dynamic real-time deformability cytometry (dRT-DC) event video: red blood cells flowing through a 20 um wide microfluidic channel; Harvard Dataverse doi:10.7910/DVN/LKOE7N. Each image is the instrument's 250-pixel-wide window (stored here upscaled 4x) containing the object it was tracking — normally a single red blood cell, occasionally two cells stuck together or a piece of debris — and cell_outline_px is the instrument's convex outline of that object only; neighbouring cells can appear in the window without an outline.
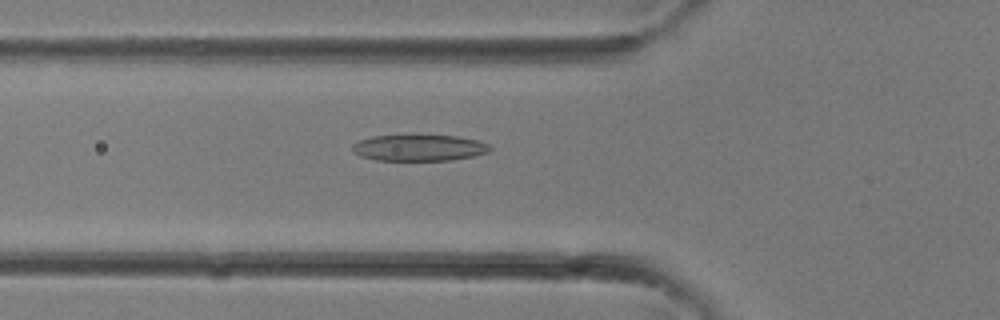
{"species": "common noctule bat (a hibernating species)", "species_latin": "Nyctalus noctula", "temperature_condition": "room temperature", "stored_images_in_passage": 25, "camera_frame_rate_fps": 3000, "um_per_image_px": 0.085, "animal": {"sex": "female"}, "frame": {"image": 1, "passage_image": 12, "time_ms": 3.667, "image_size_px": [1000, 320], "cell_outline_px": [[492, 148], [488, 152], [472, 156], [452, 160], [376, 160], [360, 156], [352, 152], [352, 144], [360, 140], [372, 136], [456, 136], [476, 140], [488, 144]], "centroid_in_image_um": [35.59, 12.57], "position_along_channel_um": 90.2, "area_um2": 20.81}}
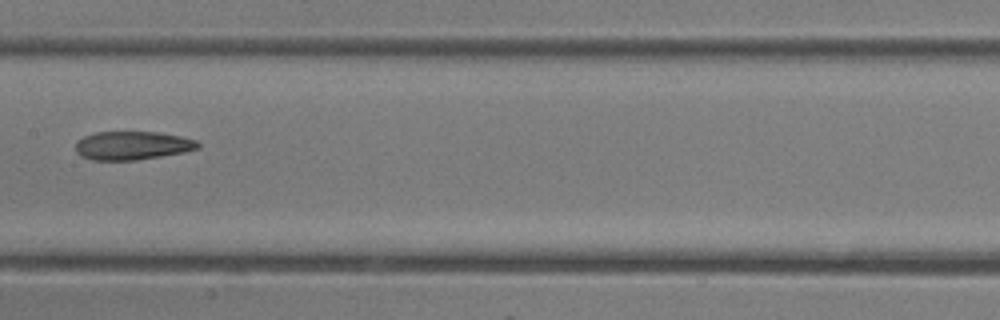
{"frame": {"image": 2, "passage_image": 17, "time_ms": 5.333, "image_size_px": [1000, 320], "cell_outline_px": [[200, 148], [184, 152], [136, 160], [92, 160], [80, 156], [76, 152], [76, 140], [84, 136], [96, 132], [156, 132], [180, 136], [196, 140], [200, 144]], "centroid_in_image_um": [11.23, 12.37], "position_along_channel_um": 196.2, "area_um2": 20.35}}
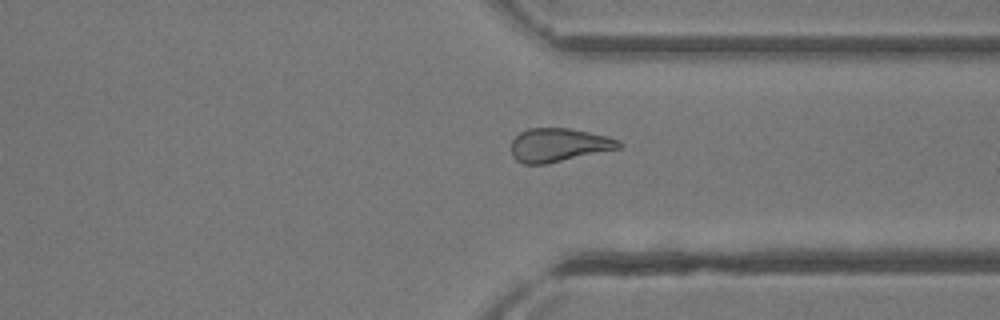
{"frame": {"image": 3, "passage_image": 25, "time_ms": 8.0, "image_size_px": [1000, 320], "cell_outline_px": [[620, 148], [548, 164], [524, 164], [516, 160], [512, 156], [512, 140], [520, 132], [528, 128], [568, 128], [608, 136], [620, 140]], "centroid_in_image_um": [47.48, 12.33], "position_along_channel_um": 363.9, "area_um2": 21.04}}